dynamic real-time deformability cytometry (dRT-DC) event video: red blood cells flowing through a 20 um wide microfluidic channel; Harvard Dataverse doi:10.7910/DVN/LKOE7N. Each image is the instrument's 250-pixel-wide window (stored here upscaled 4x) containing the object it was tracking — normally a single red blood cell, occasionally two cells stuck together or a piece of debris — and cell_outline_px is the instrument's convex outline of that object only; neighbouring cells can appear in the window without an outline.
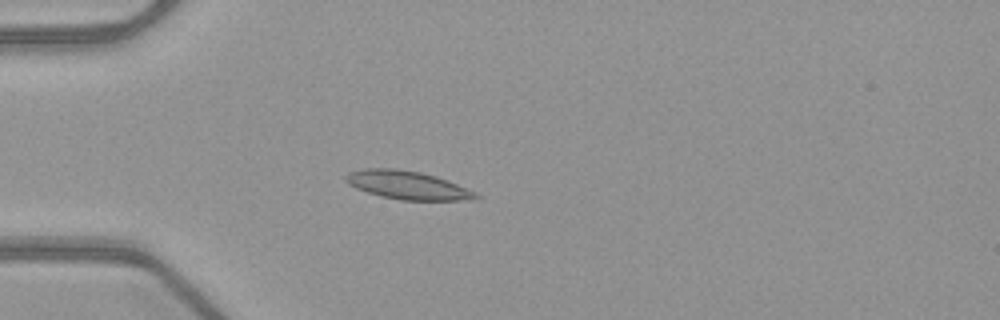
{"species": "common noctule bat (a hibernating species)", "species_latin": "Nyctalus noctula", "temperature_condition": "warm", "stored_images_in_passage": 44, "camera_frame_rate_fps": 3000, "um_per_image_px": 0.085, "animal": {"sex": "female", "body_mass_g": 21.9}, "frame": {"image": 1, "passage_image": 7, "time_ms": 2.0, "image_size_px": [1000, 320], "cell_outline_px": [[480, 196], [476, 200], [400, 200], [380, 196], [356, 188], [348, 184], [344, 180], [344, 176], [348, 172], [364, 168], [392, 168], [420, 172], [436, 176], [476, 192]], "centroid_in_image_um": [34.61, 15.74], "position_along_channel_um": 50.4, "area_um2": 21.5}}
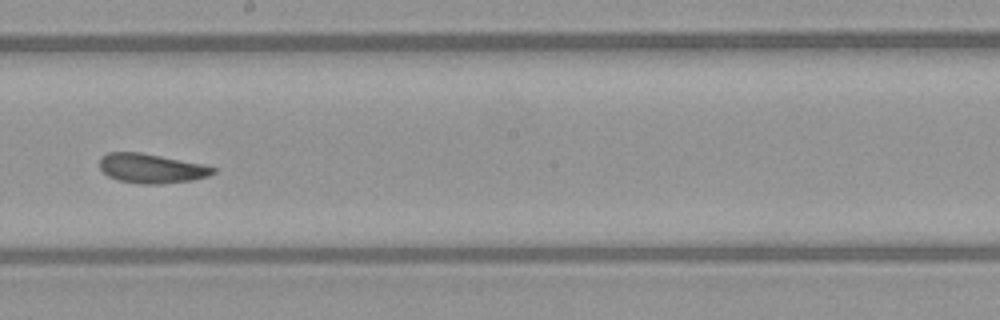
{"frame": {"image": 2, "passage_image": 22, "time_ms": 7.0, "image_size_px": [1000, 320], "cell_outline_px": [[216, 172], [208, 176], [192, 180], [160, 184], [144, 184], [120, 180], [108, 176], [100, 168], [100, 156], [108, 152], [140, 152], [204, 164], [216, 168]], "centroid_in_image_um": [12.88, 14.3], "position_along_channel_um": 235.3, "area_um2": 19.42}}
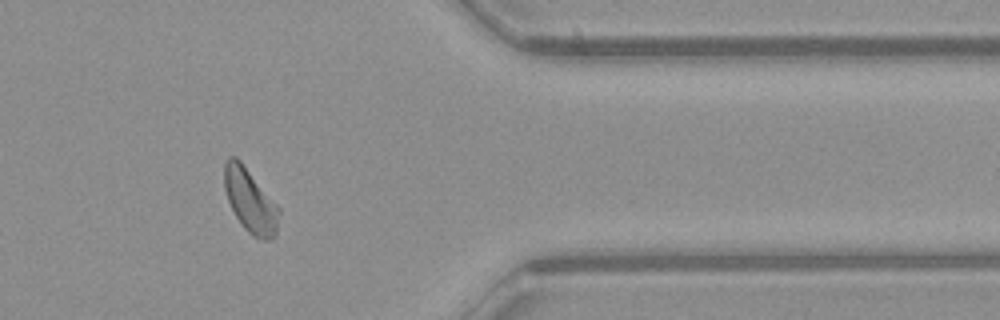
{"frame": {"image": 3, "passage_image": 35, "time_ms": 11.333, "image_size_px": [1000, 320], "cell_outline_px": [[280, 212], [276, 236], [268, 240], [264, 240], [252, 236], [244, 228], [236, 216], [228, 200], [224, 188], [224, 164], [228, 156], [236, 156], [240, 160], [280, 208]], "centroid_in_image_um": [21.27, 17.06], "position_along_channel_um": 390.1, "area_um2": 20.29}, "authors_computed_cell_mechanics": {"area_um2": 20.1433, "velocity_mm_per_s": 3.9914, "shape_relaxation_time_tau1_ms": null, "shape_relaxation_time_tau2_ms": 3.3373, "deformation_change_tau1": null, "deformation_change_tau2": 0.1064}}